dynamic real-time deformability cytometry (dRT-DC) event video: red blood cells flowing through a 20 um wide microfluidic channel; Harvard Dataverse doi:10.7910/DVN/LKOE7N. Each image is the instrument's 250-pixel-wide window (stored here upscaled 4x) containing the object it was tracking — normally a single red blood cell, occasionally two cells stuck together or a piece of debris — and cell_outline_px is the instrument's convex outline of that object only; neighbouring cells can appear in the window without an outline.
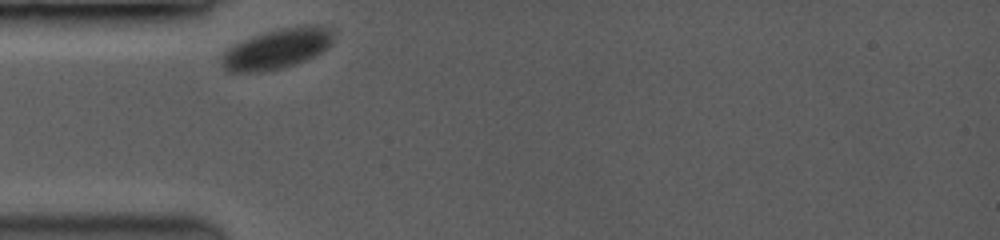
{"species": "common noctule bat (a hibernating species)", "species_latin": "Nyctalus noctula", "temperature_condition": "room temperature", "stored_images_in_passage": 2, "camera_frame_rate_fps": 3500, "um_per_image_px": 0.085, "animal": {"sex": "female", "body_mass_g": 19.0, "forearm_length_mm": 53.3}, "frame": {"image": 1, "passage_image": 1, "time_ms": 0.0, "image_size_px": [1000, 240], "cell_outline_px": [[332, 44], [328, 48], [304, 60], [280, 68], [260, 72], [228, 72], [224, 68], [220, 60], [224, 52], [228, 48], [252, 36], [280, 28], [304, 24], [312, 24], [332, 28]], "centroid_in_image_um": [23.55, 4.13], "position_along_channel_um": 61.5, "area_um2": 25.95}}